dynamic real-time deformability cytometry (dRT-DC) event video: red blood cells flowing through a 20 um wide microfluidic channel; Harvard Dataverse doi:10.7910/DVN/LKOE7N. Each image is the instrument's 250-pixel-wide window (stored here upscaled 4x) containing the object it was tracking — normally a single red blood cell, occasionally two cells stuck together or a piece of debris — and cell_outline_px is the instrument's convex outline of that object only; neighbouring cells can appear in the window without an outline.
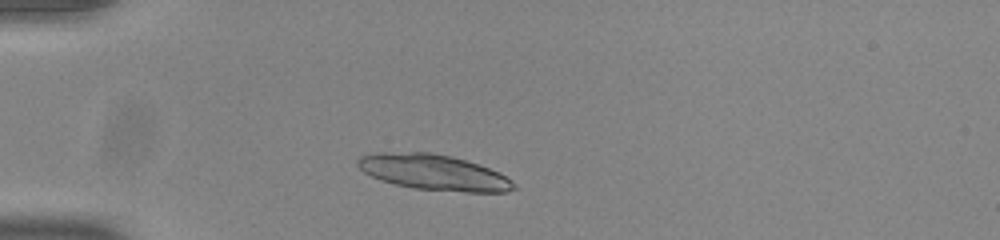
{"species": "common noctule bat (a hibernating species)", "species_latin": "Nyctalus noctula", "temperature_condition": "room temperature", "stored_images_in_passage": 39, "camera_frame_rate_fps": 3000, "um_per_image_px": 0.085, "animal": {"sex": "male", "body_mass_g": 20.0, "forearm_length_mm": 53.3}, "frame": {"image": 1, "passage_image": 1, "time_ms": 0.0, "image_size_px": [1000, 240], "cell_outline_px": [[516, 188], [508, 192], [464, 192], [416, 188], [396, 184], [380, 180], [364, 172], [356, 164], [356, 160], [360, 156], [376, 152], [428, 152], [452, 156], [500, 172], [512, 180], [516, 184]], "centroid_in_image_um": [36.87, 14.64], "position_along_channel_um": 48.1, "area_um2": 32.31}}